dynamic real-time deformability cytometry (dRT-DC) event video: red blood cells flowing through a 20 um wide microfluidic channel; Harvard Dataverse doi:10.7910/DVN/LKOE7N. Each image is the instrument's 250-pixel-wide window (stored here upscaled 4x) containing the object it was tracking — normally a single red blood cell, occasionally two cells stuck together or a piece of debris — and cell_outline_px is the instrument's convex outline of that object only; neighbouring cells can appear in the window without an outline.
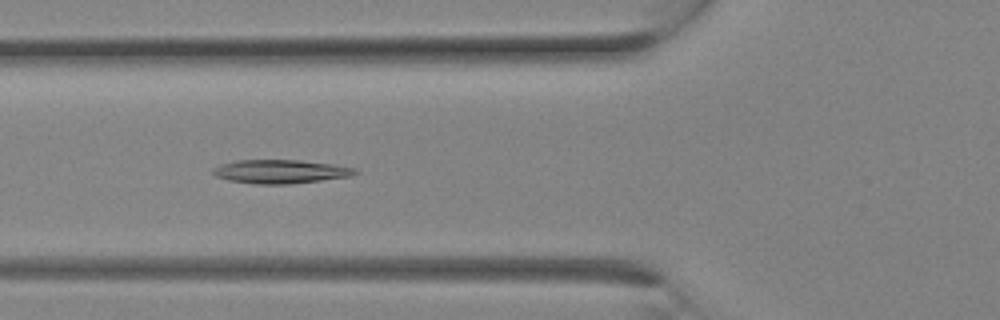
{"species": "Egyptian fruit bat (a non-hibernating species)", "species_latin": "Rousettus aegyptiacus", "temperature_condition": "room temperature", "stored_images_in_passage": 24, "camera_frame_rate_fps": 3000, "um_per_image_px": 0.085, "animal": {"sex": "female"}, "frame": {"image": 1, "passage_image": 7, "time_ms": 2.0, "image_size_px": [1000, 320], "cell_outline_px": [[360, 172], [352, 176], [288, 184], [252, 184], [228, 180], [216, 176], [212, 172], [212, 168], [220, 164], [236, 160], [300, 160], [332, 164], [356, 168]], "centroid_in_image_um": [23.83, 14.58], "position_along_channel_um": 102.0, "area_um2": 19.71}}
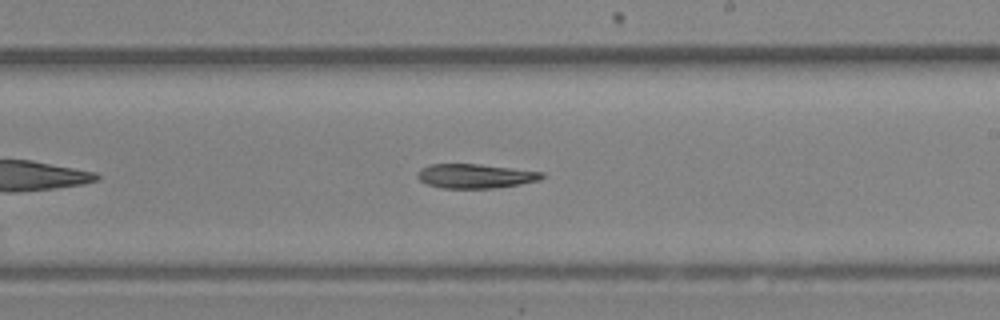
{"frame": {"image": 2, "passage_image": 13, "time_ms": 4.0, "image_size_px": [1000, 320], "cell_outline_px": [[544, 176], [540, 180], [520, 184], [492, 188], [444, 188], [428, 184], [420, 180], [416, 176], [416, 172], [420, 168], [432, 164], [480, 164], [544, 172]], "centroid_in_image_um": [40.39, 14.96], "position_along_channel_um": 248.6, "area_um2": 17.57}}
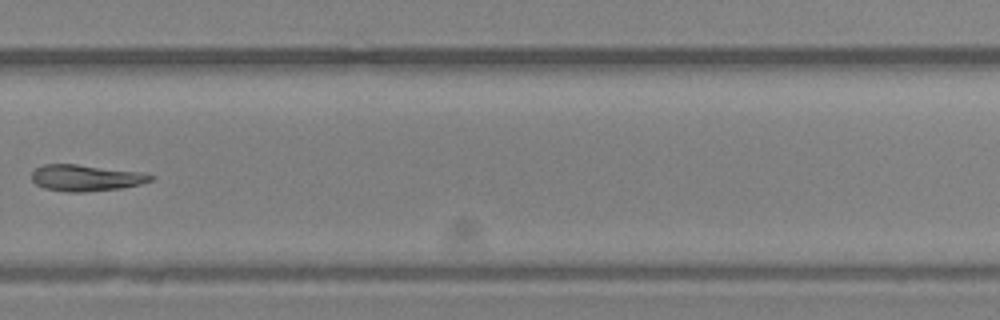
{"frame": {"image": 3, "passage_image": 16, "time_ms": 5.0, "image_size_px": [1000, 320], "cell_outline_px": [[156, 176], [152, 180], [140, 184], [120, 188], [84, 192], [68, 192], [44, 188], [36, 184], [32, 180], [32, 172], [40, 164], [76, 164], [144, 172]], "centroid_in_image_um": [7.31, 15.11], "position_along_channel_um": 322.5, "area_um2": 18.38}}